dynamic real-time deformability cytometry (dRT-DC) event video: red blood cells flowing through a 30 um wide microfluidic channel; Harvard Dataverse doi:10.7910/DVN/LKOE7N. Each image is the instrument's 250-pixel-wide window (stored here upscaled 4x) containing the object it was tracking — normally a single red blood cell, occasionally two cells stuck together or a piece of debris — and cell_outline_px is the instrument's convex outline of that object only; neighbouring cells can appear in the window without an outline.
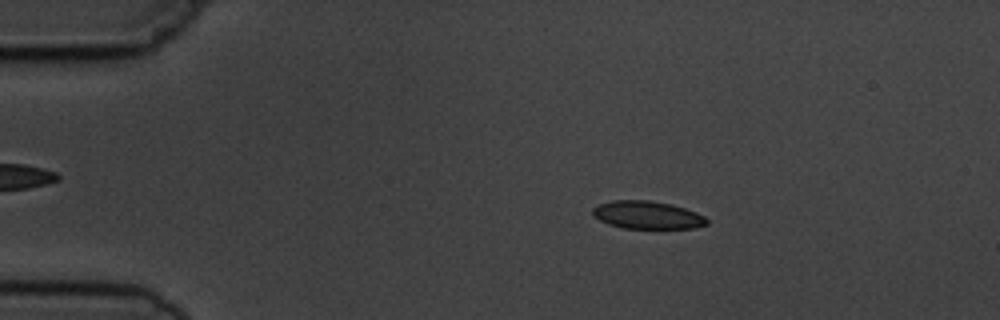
{"species": "common noctule bat (a hibernating species)", "species_latin": "Nyctalus noctula", "temperature_condition": "cold", "stored_images_in_passage": 4, "camera_frame_rate_fps": 3000, "um_per_image_px": 0.085, "animal": {"sex": "male", "body_mass_g": 19.5, "forearm_length_mm": 54.6}, "frame": {"image": 1, "passage_image": 2, "time_ms": 1.0, "image_size_px": [1000, 320], "cell_outline_px": [[708, 224], [692, 228], [624, 228], [608, 224], [592, 216], [592, 208], [600, 204], [612, 200], [648, 200], [672, 204], [696, 212], [704, 216], [708, 220]], "centroid_in_image_um": [55.0, 18.27], "position_along_channel_um": 30.0, "area_um2": 18.5}}
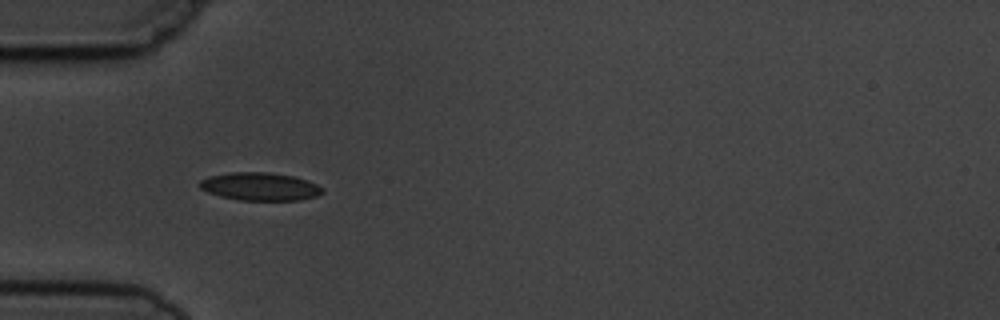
{"frame": {"image": 2, "passage_image": 4, "time_ms": 3.333, "image_size_px": [1000, 320], "cell_outline_px": [[324, 192], [316, 196], [300, 200], [236, 200], [220, 196], [208, 192], [200, 188], [200, 180], [208, 176], [232, 172], [268, 172], [292, 176], [316, 184], [324, 188]], "centroid_in_image_um": [22.08, 15.86], "position_along_channel_um": 62.9, "area_um2": 19.94}}